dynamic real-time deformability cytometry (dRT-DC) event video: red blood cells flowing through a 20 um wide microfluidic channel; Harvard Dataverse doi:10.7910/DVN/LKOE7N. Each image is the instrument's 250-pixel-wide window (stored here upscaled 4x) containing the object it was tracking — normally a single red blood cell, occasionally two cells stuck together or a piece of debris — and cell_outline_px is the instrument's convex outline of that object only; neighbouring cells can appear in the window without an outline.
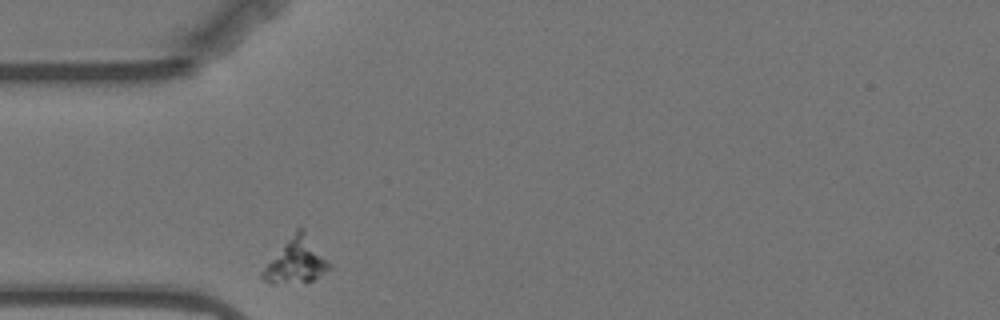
{"species": "Egyptian fruit bat (a non-hibernating species)", "species_latin": "Rousettus aegyptiacus", "temperature_condition": "warm", "stored_images_in_passage": 33, "camera_frame_rate_fps": 3000, "um_per_image_px": 0.085, "animal": {"sex": "female"}, "frame": {"image": 1, "passage_image": 1, "time_ms": 0.0, "image_size_px": [1000, 320], "cell_outline_px": [[332, 268], [312, 280], [272, 284], [264, 280], [260, 276], [260, 272], [296, 228], [304, 228], [332, 264]], "centroid_in_image_um": [25.2, 22.15], "position_along_channel_um": 59.8, "area_um2": 17.46}}
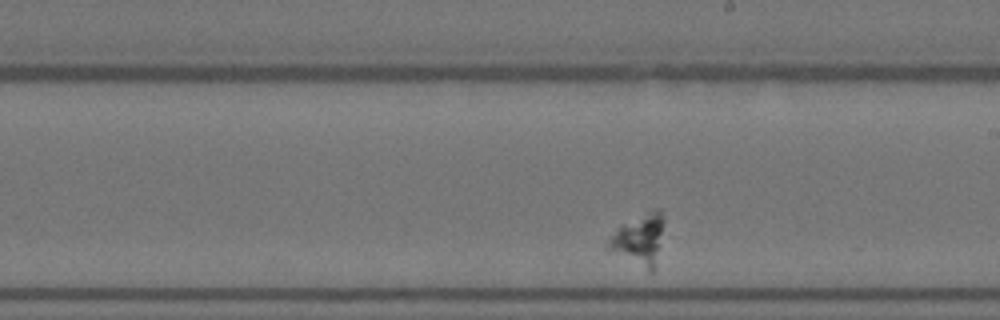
{"frame": {"image": 2, "passage_image": 19, "time_ms": 6.0, "image_size_px": [1000, 320], "cell_outline_px": [[664, 220], [656, 268], [652, 272], [648, 272], [604, 248], [604, 244], [616, 228], [620, 224], [648, 208], [660, 208]], "centroid_in_image_um": [54.3, 20.33], "position_along_channel_um": 234.7, "area_um2": 17.51}}
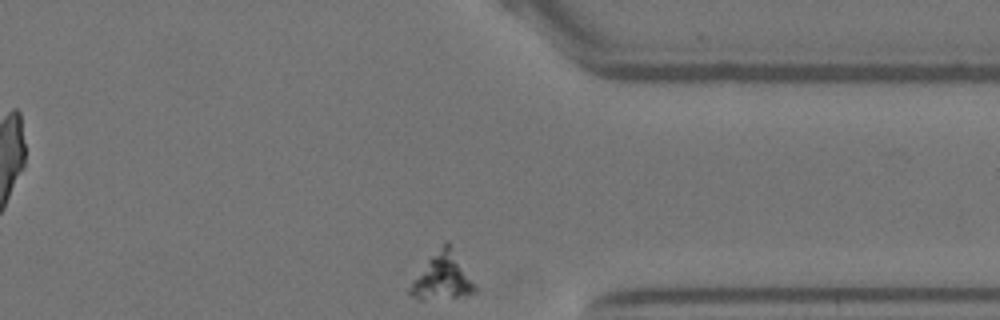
{"frame": {"image": 3, "passage_image": 33, "time_ms": 10.667, "image_size_px": [1000, 320], "cell_outline_px": [[480, 292], [456, 296], [424, 300], [420, 300], [412, 296], [408, 292], [412, 280], [444, 240], [448, 240], [476, 284]], "centroid_in_image_um": [37.63, 23.5], "position_along_channel_um": 373.8, "area_um2": 17.63}}